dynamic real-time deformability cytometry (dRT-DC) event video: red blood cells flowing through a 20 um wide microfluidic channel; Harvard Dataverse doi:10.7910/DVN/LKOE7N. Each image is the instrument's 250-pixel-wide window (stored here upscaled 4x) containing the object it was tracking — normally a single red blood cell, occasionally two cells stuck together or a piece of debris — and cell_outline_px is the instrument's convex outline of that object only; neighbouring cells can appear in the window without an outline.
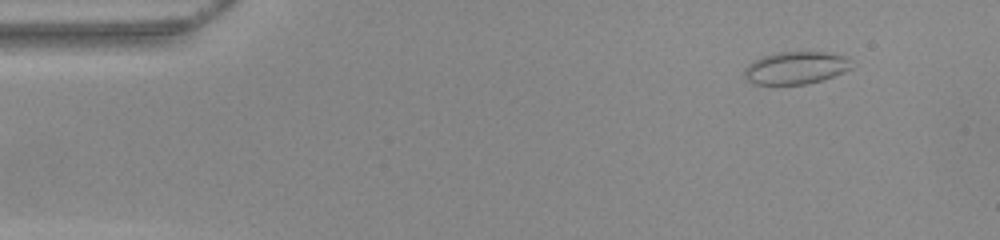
{"species": "common noctule bat (a hibernating species)", "species_latin": "Nyctalus noctula", "temperature_condition": "warm", "stored_images_in_passage": 49, "camera_frame_rate_fps": 3000, "um_per_image_px": 0.085, "animal": {"sex": "female", "body_mass_g": 22.0, "forearm_length_mm": 56.7}, "frame": {"image": 1, "passage_image": 3, "time_ms": 0.667, "image_size_px": [1000, 240], "cell_outline_px": [[852, 68], [844, 72], [820, 80], [804, 84], [752, 84], [744, 80], [744, 68], [752, 60], [776, 52], [820, 52], [848, 56]], "centroid_in_image_um": [67.58, 5.77], "position_along_channel_um": 17.4, "area_um2": 20.35}}
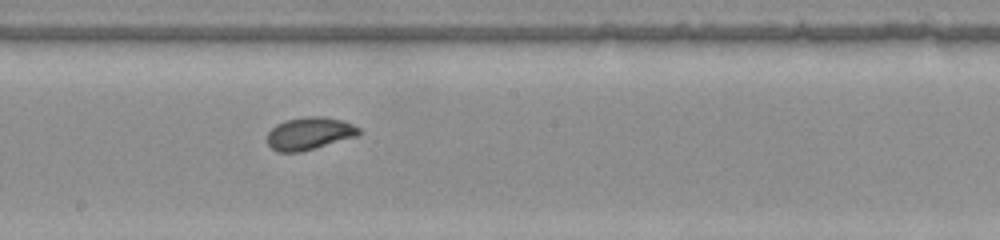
{"frame": {"image": 2, "passage_image": 26, "time_ms": 8.333, "image_size_px": [1000, 240], "cell_outline_px": [[360, 132], [356, 136], [300, 152], [276, 152], [268, 144], [268, 132], [276, 124], [284, 120], [304, 116], [324, 116], [344, 120], [360, 128]], "centroid_in_image_um": [26.28, 11.32], "position_along_channel_um": 221.9, "area_um2": 17.4}}
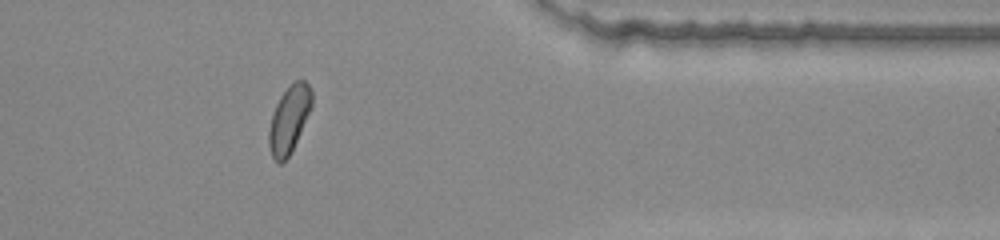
{"frame": {"image": 3, "passage_image": 40, "time_ms": 13.0, "image_size_px": [1000, 240], "cell_outline_px": [[312, 104], [296, 140], [288, 156], [280, 164], [272, 156], [268, 144], [268, 132], [272, 116], [276, 104], [280, 96], [296, 80], [304, 80], [308, 84], [312, 92]], "centroid_in_image_um": [24.56, 10.12], "position_along_channel_um": 386.8, "area_um2": 16.13}, "authors_computed_cell_mechanics": {"area_um2": 17.5134, "velocity_mm_per_s": 3.933, "shape_relaxation_time_tau1_ms": 3.4941, "shape_relaxation_time_tau2_ms": 0.9376, "deformation_change_tau1": 0.1047, "deformation_change_tau2": 0.0381}}